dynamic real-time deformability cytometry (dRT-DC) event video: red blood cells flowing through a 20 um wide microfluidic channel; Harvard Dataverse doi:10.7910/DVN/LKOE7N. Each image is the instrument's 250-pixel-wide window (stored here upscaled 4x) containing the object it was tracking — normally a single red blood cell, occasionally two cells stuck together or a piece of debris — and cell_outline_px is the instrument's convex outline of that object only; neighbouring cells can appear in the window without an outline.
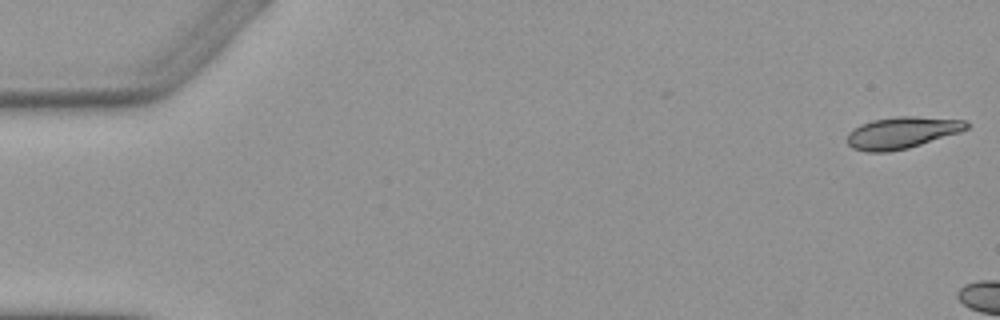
{"species": "Egyptian fruit bat (a non-hibernating species)", "species_latin": "Rousettus aegyptiacus", "temperature_condition": "warm", "stored_images_in_passage": 2, "camera_frame_rate_fps": 3000, "um_per_image_px": 0.085, "animal": {"sex": "female"}, "frame": {"image": 1, "passage_image": 1, "time_ms": 0.0, "image_size_px": [1000, 320], "cell_outline_px": [[968, 128], [960, 132], [908, 148], [888, 152], [868, 152], [852, 148], [848, 144], [848, 132], [852, 128], [860, 124], [872, 120], [896, 116], [912, 116], [964, 120], [968, 124]], "centroid_in_image_um": [76.62, 11.28], "position_along_channel_um": 8.4, "area_um2": 21.96}}